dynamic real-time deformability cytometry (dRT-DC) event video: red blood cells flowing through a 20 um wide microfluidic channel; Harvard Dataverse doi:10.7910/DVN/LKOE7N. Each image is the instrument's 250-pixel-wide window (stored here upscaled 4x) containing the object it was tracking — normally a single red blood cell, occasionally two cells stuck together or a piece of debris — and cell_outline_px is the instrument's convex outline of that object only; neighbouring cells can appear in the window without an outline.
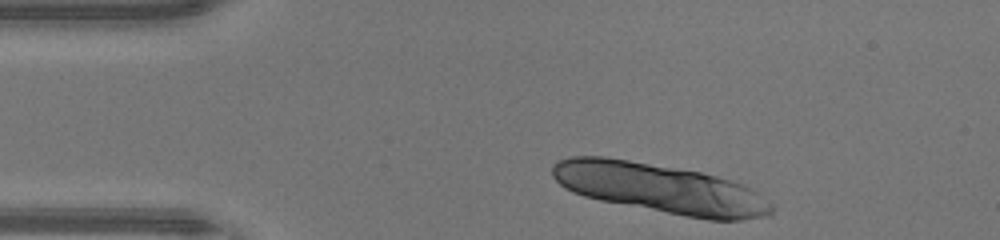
{"species": "human", "species_latin": "Homo sapiens", "temperature_condition": "warm", "stored_images_in_passage": 26, "segment_of_instrument_passage": [1, 2], "camera_frame_rate_fps": 3000, "um_per_image_px": 0.085, "donor": {"sex": "male"}, "frame": {"image": 1, "passage_image": 1, "time_ms": 0.0, "image_size_px": [1000, 240], "cell_outline_px": [[772, 212], [768, 216], [740, 220], [708, 220], [600, 200], [584, 196], [572, 192], [564, 188], [552, 176], [552, 164], [556, 160], [568, 156], [604, 156], [700, 172], [716, 176], [744, 184], [752, 188], [772, 208]], "centroid_in_image_um": [56.04, 16.0], "position_along_channel_um": 29.0, "area_um2": 62.89}}